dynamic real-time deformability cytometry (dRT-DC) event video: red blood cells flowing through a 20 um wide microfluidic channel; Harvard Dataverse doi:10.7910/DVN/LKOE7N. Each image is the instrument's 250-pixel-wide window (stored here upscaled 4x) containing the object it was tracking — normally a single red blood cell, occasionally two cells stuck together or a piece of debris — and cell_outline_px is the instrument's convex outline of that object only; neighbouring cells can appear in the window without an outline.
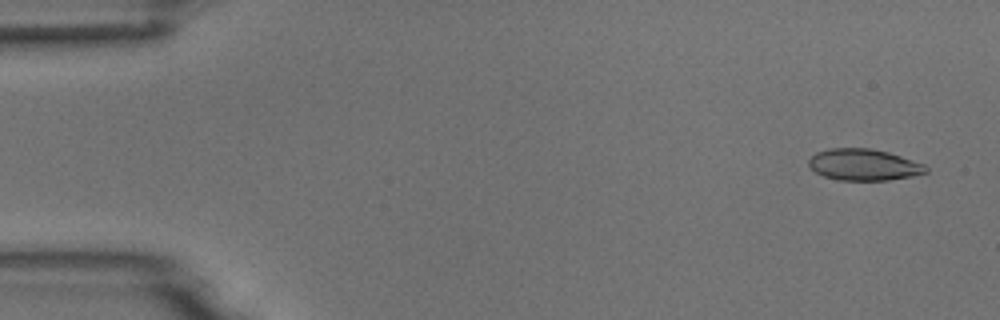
{"species": "common noctule bat (a hibernating species)", "species_latin": "Nyctalus noctula", "temperature_condition": "room temperature", "stored_images_in_passage": 5, "camera_frame_rate_fps": 3000, "um_per_image_px": 0.085, "animal": {"sex": "male", "body_mass_g": 18.8}, "frame": {"image": 1, "passage_image": 1, "time_ms": 0.0, "image_size_px": [1000, 320], "cell_outline_px": [[928, 172], [912, 176], [888, 180], [836, 180], [824, 176], [816, 172], [808, 164], [808, 160], [816, 152], [828, 148], [872, 148], [888, 152], [924, 164], [928, 168]], "centroid_in_image_um": [73.41, 14.0], "position_along_channel_um": 11.6, "area_um2": 21.5}}
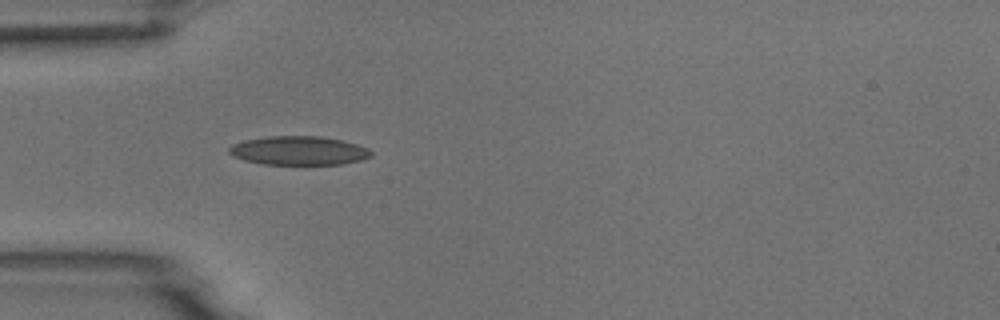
{"frame": {"image": 2, "passage_image": 4, "time_ms": 4.333, "image_size_px": [1000, 320], "cell_outline_px": [[372, 156], [360, 160], [344, 164], [304, 168], [264, 164], [244, 160], [232, 156], [228, 152], [228, 148], [232, 144], [244, 140], [268, 136], [320, 136], [340, 140], [356, 144], [368, 148], [372, 152]], "centroid_in_image_um": [25.39, 12.86], "position_along_channel_um": 59.6, "area_um2": 25.03}}